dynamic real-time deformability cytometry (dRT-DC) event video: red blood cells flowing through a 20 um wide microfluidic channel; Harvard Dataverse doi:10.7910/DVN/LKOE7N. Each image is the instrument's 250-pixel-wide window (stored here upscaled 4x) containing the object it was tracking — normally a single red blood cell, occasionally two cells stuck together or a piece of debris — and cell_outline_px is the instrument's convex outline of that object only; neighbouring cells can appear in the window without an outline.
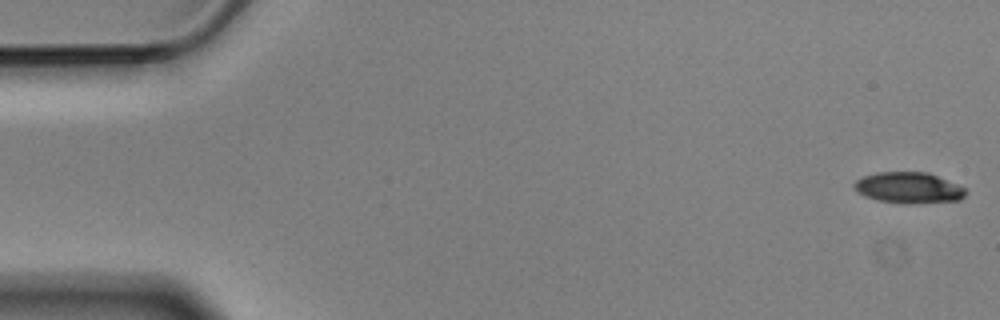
{"species": "Egyptian fruit bat (a non-hibernating species)", "species_latin": "Rousettus aegyptiacus", "temperature_condition": "cold", "stored_images_in_passage": 6, "camera_frame_rate_fps": 3000, "um_per_image_px": 0.085, "animal": {"sex": "male"}, "frame": {"image": 1, "passage_image": 1, "time_ms": 0.0, "image_size_px": [1000, 320], "cell_outline_px": [[968, 192], [960, 200], [908, 204], [880, 200], [868, 196], [860, 192], [852, 184], [856, 180], [864, 176], [876, 172], [928, 172], [968, 188]], "centroid_in_image_um": [77.32, 15.95], "position_along_channel_um": 7.7, "area_um2": 20.06}}